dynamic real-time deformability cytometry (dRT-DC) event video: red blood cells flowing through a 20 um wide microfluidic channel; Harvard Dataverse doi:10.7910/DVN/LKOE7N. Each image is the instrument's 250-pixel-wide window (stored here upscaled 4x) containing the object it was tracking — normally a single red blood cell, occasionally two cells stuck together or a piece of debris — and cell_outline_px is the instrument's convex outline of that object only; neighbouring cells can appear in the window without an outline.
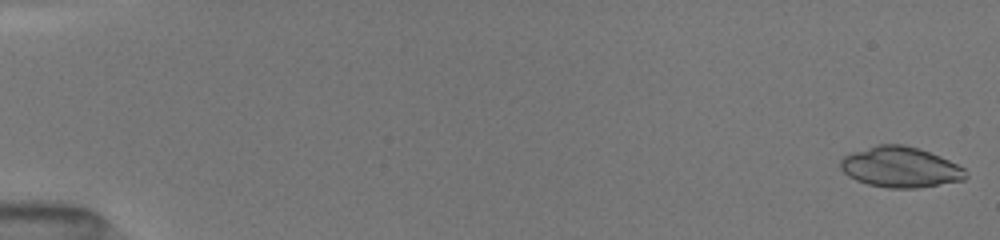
{"species": "common noctule bat (a hibernating species)", "species_latin": "Nyctalus noctula", "temperature_condition": "room temperature", "stored_images_in_passage": 51, "camera_frame_rate_fps": 3000, "um_per_image_px": 0.085, "animal": {"sex": "female", "body_mass_g": 19.5, "forearm_length_mm": 54.1}, "frame": {"image": 1, "passage_image": 1, "time_ms": 0.0, "image_size_px": [1000, 240], "cell_outline_px": [[968, 176], [964, 180], [920, 188], [888, 188], [868, 184], [856, 180], [848, 176], [840, 168], [840, 160], [844, 156], [852, 152], [876, 144], [904, 144], [940, 156], [964, 168]], "centroid_in_image_um": [76.52, 14.21], "position_along_channel_um": 8.5, "area_um2": 29.65}}
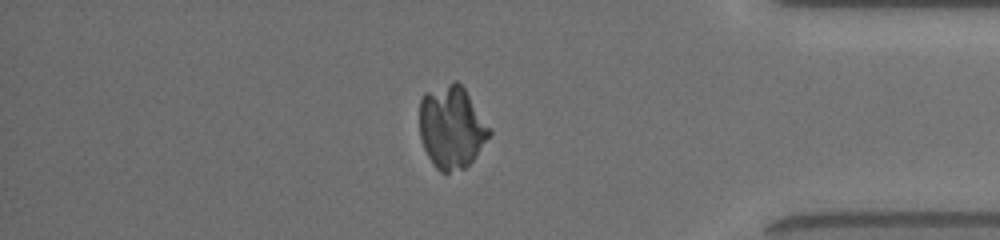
{"frame": {"image": 2, "passage_image": 44, "time_ms": 14.333, "image_size_px": [1000, 240], "cell_outline_px": [[492, 132], [472, 160], [464, 168], [448, 172], [440, 172], [432, 164], [424, 148], [420, 136], [420, 100], [424, 92], [452, 80], [456, 80], [464, 88]], "centroid_in_image_um": [38.35, 10.79], "position_along_channel_um": 396.9, "area_um2": 33.41}}
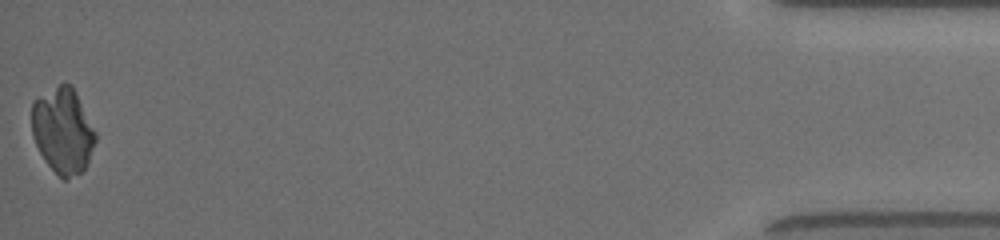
{"frame": {"image": 3, "passage_image": 51, "time_ms": 16.667, "image_size_px": [1000, 240], "cell_outline_px": [[96, 140], [88, 160], [84, 168], [80, 172], [68, 180], [64, 180], [44, 160], [32, 136], [32, 100], [64, 80], [72, 84], [96, 132]], "centroid_in_image_um": [5.33, 11.05], "position_along_channel_um": 429.9, "area_um2": 31.91}}